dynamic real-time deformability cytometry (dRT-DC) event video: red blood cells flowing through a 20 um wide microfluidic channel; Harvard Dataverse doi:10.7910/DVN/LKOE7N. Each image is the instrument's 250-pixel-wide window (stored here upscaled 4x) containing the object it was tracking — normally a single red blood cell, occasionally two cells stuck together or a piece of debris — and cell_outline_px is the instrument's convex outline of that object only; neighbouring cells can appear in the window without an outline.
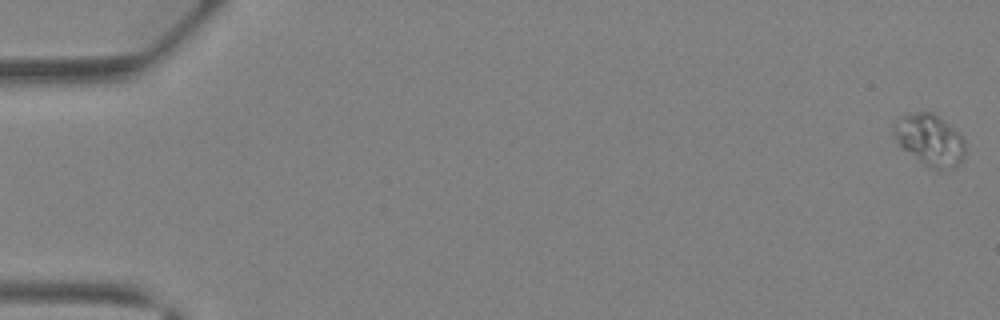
{"species": "Egyptian fruit bat (a non-hibernating species)", "species_latin": "Rousettus aegyptiacus", "temperature_condition": "warm", "stored_images_in_passage": 43, "camera_frame_rate_fps": 3000, "um_per_image_px": 0.085, "animal": {"sex": "female"}, "frame": {"image": 1, "passage_image": 1, "time_ms": 0.0, "image_size_px": [1000, 320], "cell_outline_px": [[964, 156], [956, 168], [944, 172], [940, 172], [924, 164], [904, 148], [896, 140], [892, 128], [900, 116], [908, 112], [932, 112], [960, 132], [964, 136]], "centroid_in_image_um": [79.08, 11.9], "position_along_channel_um": 5.9, "area_um2": 21.62}}
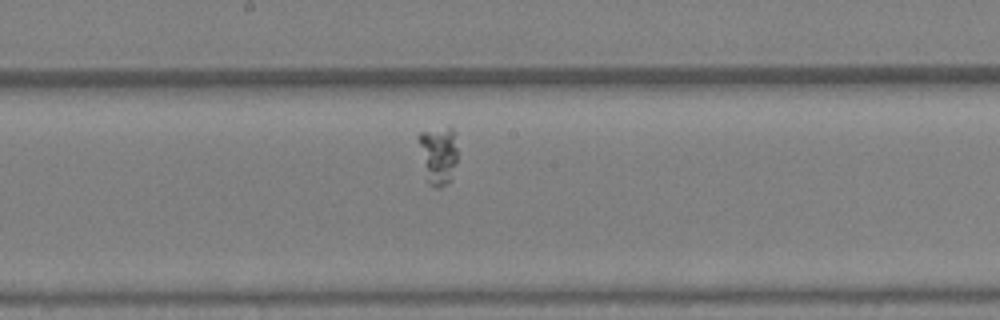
{"frame": {"image": 2, "passage_image": 24, "time_ms": 7.667, "image_size_px": [1000, 320], "cell_outline_px": [[456, 160], [452, 180], [440, 188], [436, 188], [428, 184], [416, 136], [420, 132], [448, 128], [452, 128], [456, 148]], "centroid_in_image_um": [37.23, 13.23], "position_along_channel_um": 211.0, "area_um2": 13.06}}
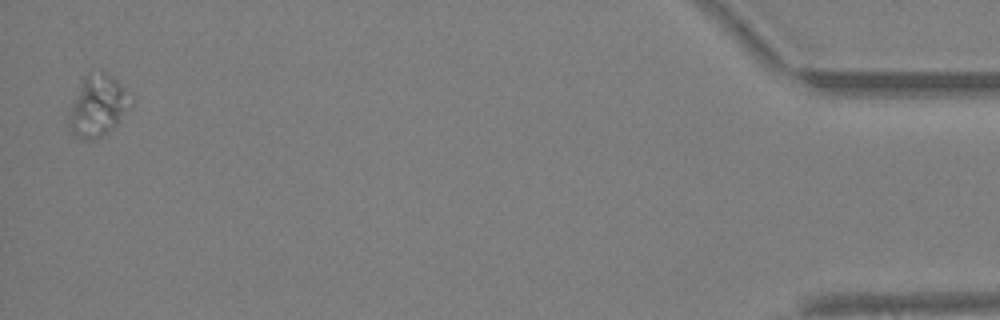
{"frame": {"image": 3, "passage_image": 43, "time_ms": 14.0, "image_size_px": [1000, 320], "cell_outline_px": [[136, 100], [120, 120], [108, 132], [96, 140], [80, 140], [68, 132], [68, 124], [72, 100], [84, 76], [88, 72], [108, 72]], "centroid_in_image_um": [8.31, 9.02], "position_along_channel_um": 426.9, "area_um2": 22.6}}